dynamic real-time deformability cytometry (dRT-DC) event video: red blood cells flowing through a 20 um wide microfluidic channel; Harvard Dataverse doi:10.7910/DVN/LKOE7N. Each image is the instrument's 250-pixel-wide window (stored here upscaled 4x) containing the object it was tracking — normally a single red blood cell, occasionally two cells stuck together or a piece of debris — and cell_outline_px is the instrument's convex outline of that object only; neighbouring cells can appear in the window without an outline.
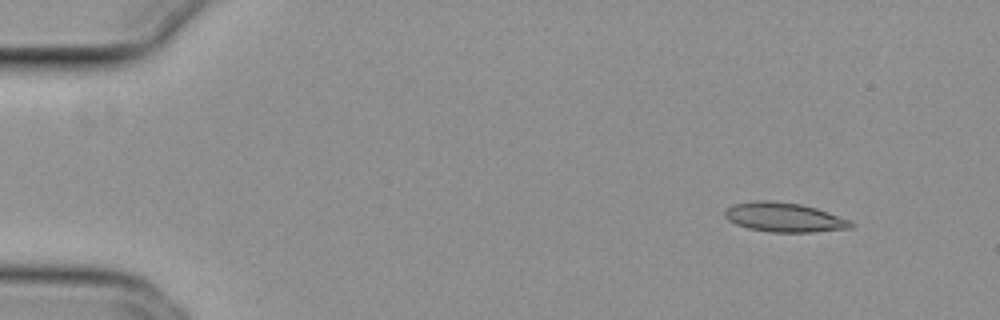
{"species": "common noctule bat (a hibernating species)", "species_latin": "Nyctalus noctula", "temperature_condition": "cold", "stored_images_in_passage": 49, "camera_frame_rate_fps": 3000, "um_per_image_px": 0.085, "animal": {"sex": "female", "body_mass_g": 29.2, "forearm_length_mm": 56.3}, "frame": {"image": 1, "passage_image": 1, "time_ms": 0.0, "image_size_px": [1000, 320], "cell_outline_px": [[852, 228], [812, 232], [768, 232], [748, 228], [736, 224], [728, 220], [724, 216], [724, 212], [732, 204], [752, 200], [768, 200], [800, 204], [816, 208], [852, 220]], "centroid_in_image_um": [66.64, 18.47], "position_along_channel_um": 18.4, "area_um2": 21.68}}
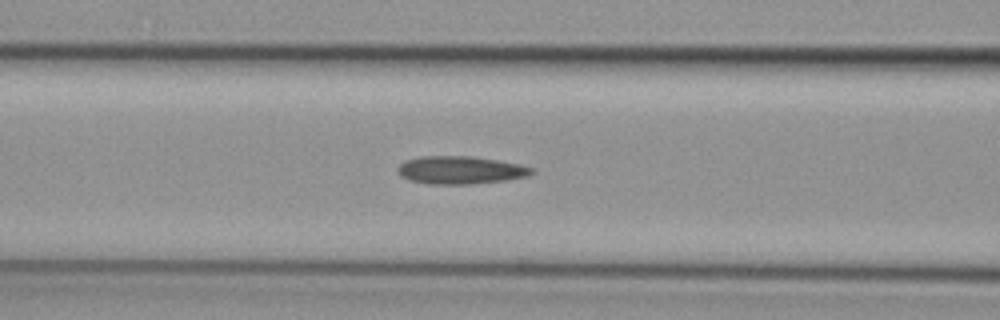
{"frame": {"image": 2, "passage_image": 18, "time_ms": 5.667, "image_size_px": [1000, 320], "cell_outline_px": [[536, 172], [528, 176], [504, 180], [468, 184], [428, 184], [408, 180], [400, 176], [396, 172], [396, 168], [404, 160], [420, 156], [472, 156], [520, 164], [536, 168]], "centroid_in_image_um": [39.11, 14.45], "position_along_channel_um": 127.5, "area_um2": 22.02}}
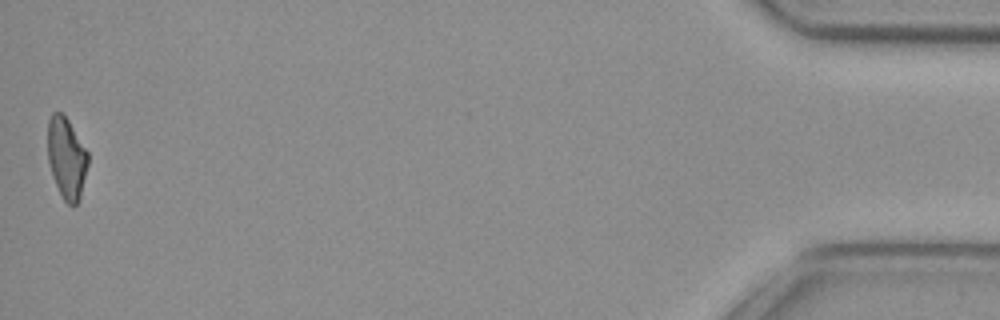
{"frame": {"image": 3, "passage_image": 49, "time_ms": 16.0, "image_size_px": [1000, 320], "cell_outline_px": [[88, 164], [80, 196], [76, 204], [68, 204], [64, 200], [52, 176], [48, 160], [48, 120], [52, 112], [60, 112], [68, 120], [88, 152]], "centroid_in_image_um": [5.65, 13.41], "position_along_channel_um": 429.6, "area_um2": 18.79}, "authors_computed_cell_mechanics": {"area_um2": 20.808, "velocity_mm_per_s": 3.8406, "shape_relaxation_time_tau1_ms": null, "shape_relaxation_time_tau2_ms": 5.5797, "deformation_change_tau1": null, "deformation_change_tau2": 0.1569}}